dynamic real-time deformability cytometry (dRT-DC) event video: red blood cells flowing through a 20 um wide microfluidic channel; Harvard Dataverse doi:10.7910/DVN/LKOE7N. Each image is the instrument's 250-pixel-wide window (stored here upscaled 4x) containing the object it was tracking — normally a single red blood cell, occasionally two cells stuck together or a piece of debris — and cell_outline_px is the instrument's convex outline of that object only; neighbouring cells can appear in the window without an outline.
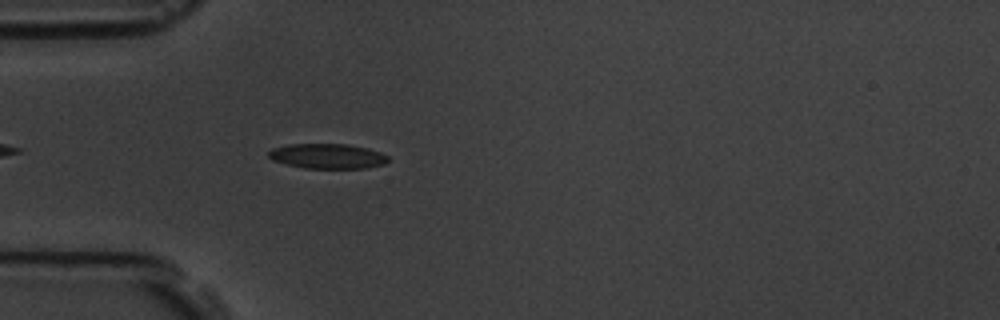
{"species": "common noctule bat (a hibernating species)", "species_latin": "Nyctalus noctula", "temperature_condition": "room temperature", "stored_images_in_passage": 2, "camera_frame_rate_fps": 3000, "um_per_image_px": 0.085, "animal": {"sex": "male", "body_mass_g": 19.5, "forearm_length_mm": 54.6}, "frame": {"image": 1, "passage_image": 2, "time_ms": 2.0, "image_size_px": [1000, 320], "cell_outline_px": [[388, 160], [384, 164], [364, 168], [304, 168], [272, 160], [268, 156], [268, 152], [272, 148], [288, 144], [348, 144], [368, 148], [380, 152], [388, 156]], "centroid_in_image_um": [27.83, 13.26], "position_along_channel_um": 57.2, "area_um2": 17.34}}